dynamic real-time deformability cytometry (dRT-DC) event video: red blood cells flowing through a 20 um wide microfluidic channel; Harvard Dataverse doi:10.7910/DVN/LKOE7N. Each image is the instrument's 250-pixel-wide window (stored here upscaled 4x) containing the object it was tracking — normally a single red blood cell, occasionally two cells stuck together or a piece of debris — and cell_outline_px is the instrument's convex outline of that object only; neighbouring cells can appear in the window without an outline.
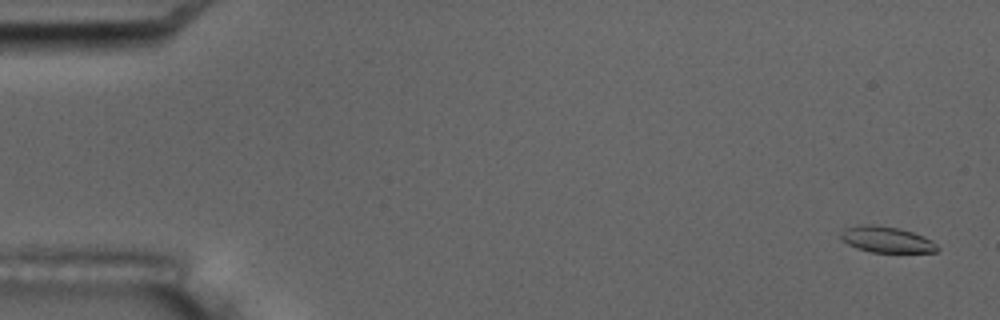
{"species": "common noctule bat (a hibernating species)", "species_latin": "Nyctalus noctula", "temperature_condition": "room temperature", "stored_images_in_passage": 2, "camera_frame_rate_fps": 3000, "um_per_image_px": 0.085, "animal": {"sex": "male", "body_mass_g": 17.5, "forearm_length_mm": 52.3}, "frame": {"image": 1, "passage_image": 1, "time_ms": 0.0, "image_size_px": [1000, 320], "cell_outline_px": [[940, 248], [936, 252], [872, 252], [856, 248], [848, 244], [840, 236], [840, 232], [844, 228], [868, 224], [872, 224], [900, 228], [924, 236], [932, 240]], "centroid_in_image_um": [75.38, 20.36], "position_along_channel_um": 9.6, "area_um2": 14.62}}